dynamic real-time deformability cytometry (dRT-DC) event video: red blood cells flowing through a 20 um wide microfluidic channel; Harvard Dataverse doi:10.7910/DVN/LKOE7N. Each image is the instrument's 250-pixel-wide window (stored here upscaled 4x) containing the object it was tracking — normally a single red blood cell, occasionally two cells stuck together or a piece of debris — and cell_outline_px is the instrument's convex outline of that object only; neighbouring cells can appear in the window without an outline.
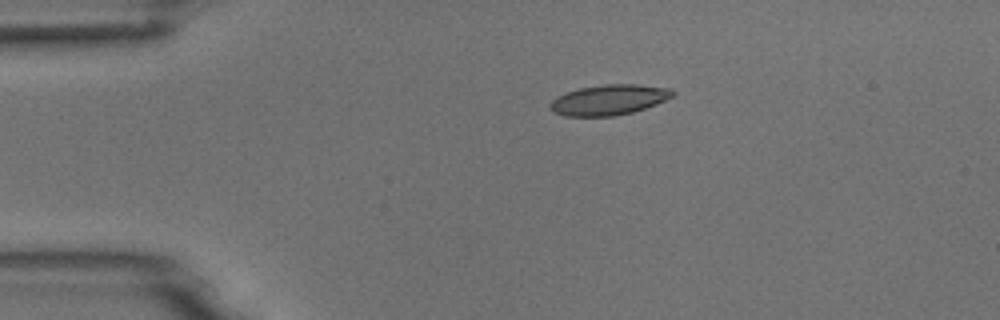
{"species": "common noctule bat (a hibernating species)", "species_latin": "Nyctalus noctula", "temperature_condition": "room temperature", "stored_images_in_passage": 4, "camera_frame_rate_fps": 3000, "um_per_image_px": 0.085, "animal": {"sex": "male", "body_mass_g": 18.8}, "frame": {"image": 1, "passage_image": 3, "time_ms": 2.333, "image_size_px": [1000, 320], "cell_outline_px": [[676, 96], [656, 104], [632, 112], [616, 116], [564, 116], [552, 112], [548, 104], [556, 96], [580, 88], [604, 84], [640, 84], [672, 88], [676, 92]], "centroid_in_image_um": [51.79, 8.48], "position_along_channel_um": 33.2, "area_um2": 21.96}}